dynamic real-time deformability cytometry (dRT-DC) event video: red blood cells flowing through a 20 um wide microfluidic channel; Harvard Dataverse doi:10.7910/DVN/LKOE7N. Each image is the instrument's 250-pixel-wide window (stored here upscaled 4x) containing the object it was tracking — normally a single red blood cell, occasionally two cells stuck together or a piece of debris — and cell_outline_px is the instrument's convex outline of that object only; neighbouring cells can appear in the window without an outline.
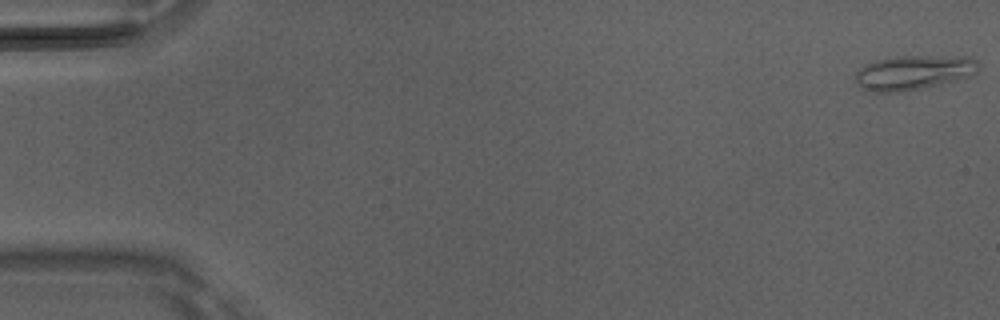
{"species": "Egyptian fruit bat (a non-hibernating species)", "species_latin": "Rousettus aegyptiacus", "temperature_condition": "room temperature", "stored_images_in_passage": 50, "camera_frame_rate_fps": 3000, "um_per_image_px": 0.085, "animal": {"sex": "male"}, "frame": {"image": 1, "passage_image": 1, "time_ms": 0.0, "image_size_px": [1000, 320], "cell_outline_px": [[980, 68], [972, 76], [924, 88], [900, 92], [864, 92], [856, 84], [856, 72], [860, 68], [876, 60], [896, 56], [972, 56], [976, 60]], "centroid_in_image_um": [77.66, 6.17], "position_along_channel_um": 7.3, "area_um2": 25.14}}
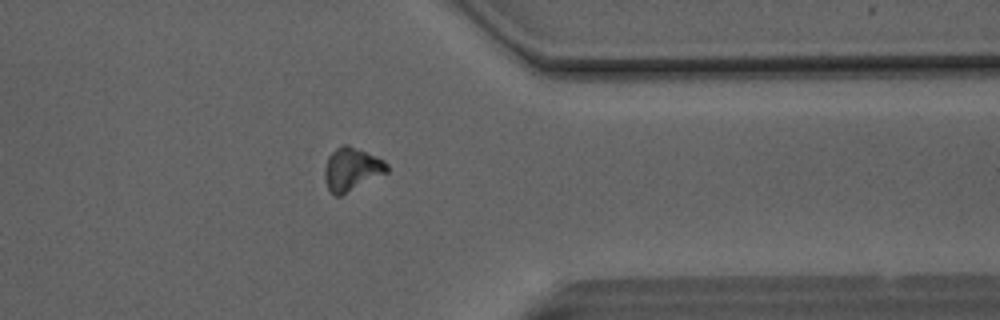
{"frame": {"image": 2, "passage_image": 40, "time_ms": 13.0, "image_size_px": [1000, 320], "cell_outline_px": [[388, 172], [340, 196], [336, 196], [328, 188], [324, 176], [324, 168], [328, 156], [336, 148], [344, 144], [348, 144], [376, 156], [384, 160], [388, 164]], "centroid_in_image_um": [29.89, 14.37], "position_along_channel_um": 381.5, "area_um2": 15.61}}
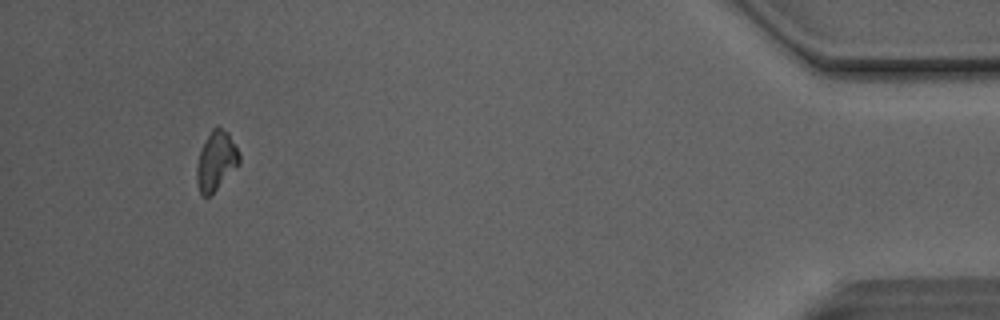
{"frame": {"image": 3, "passage_image": 47, "time_ms": 15.333, "image_size_px": [1000, 320], "cell_outline_px": [[240, 164], [208, 196], [204, 196], [200, 192], [196, 180], [196, 168], [200, 148], [212, 128], [220, 128], [228, 132], [240, 152]], "centroid_in_image_um": [18.37, 13.64], "position_along_channel_um": 416.8, "area_um2": 14.51}}